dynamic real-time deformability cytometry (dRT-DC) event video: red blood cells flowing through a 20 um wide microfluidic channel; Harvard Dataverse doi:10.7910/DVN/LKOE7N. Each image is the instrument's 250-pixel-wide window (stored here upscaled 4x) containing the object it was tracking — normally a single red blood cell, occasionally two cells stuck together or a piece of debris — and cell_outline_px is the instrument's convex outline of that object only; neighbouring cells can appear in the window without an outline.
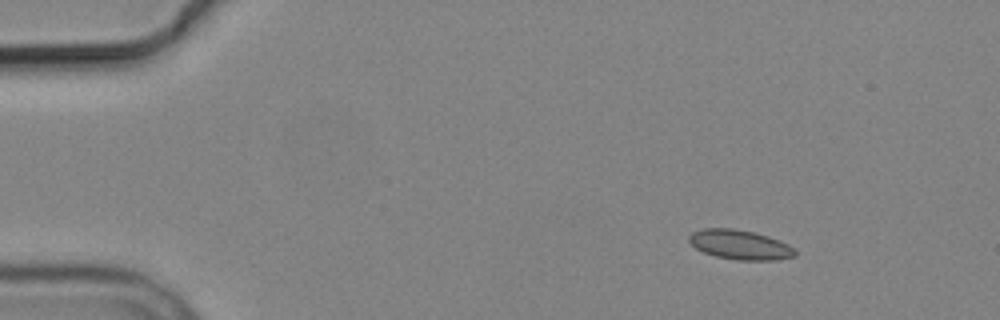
{"species": "common noctule bat (a hibernating species)", "species_latin": "Nyctalus noctula", "temperature_condition": "cold", "stored_images_in_passage": 6, "camera_frame_rate_fps": 3000, "um_per_image_px": 0.085, "animal": {"sex": "male", "body_mass_g": 19.2, "forearm_length_mm": 51.8}, "frame": {"image": 1, "passage_image": 3, "time_ms": 2.333, "image_size_px": [1000, 320], "cell_outline_px": [[796, 256], [776, 260], [736, 260], [716, 256], [704, 252], [696, 248], [688, 240], [688, 236], [692, 232], [704, 228], [732, 228], [756, 232], [780, 240], [796, 248]], "centroid_in_image_um": [62.93, 20.79], "position_along_channel_um": 22.1, "area_um2": 18.44}}
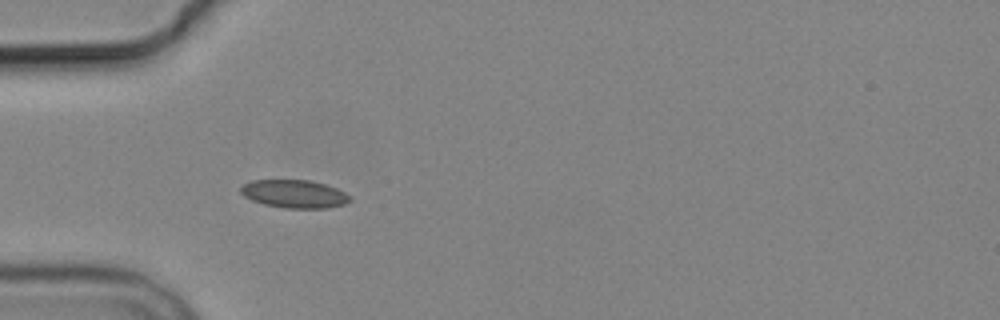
{"frame": {"image": 2, "passage_image": 6, "time_ms": 5.667, "image_size_px": [1000, 320], "cell_outline_px": [[352, 200], [344, 204], [328, 208], [284, 208], [264, 204], [252, 200], [244, 196], [240, 192], [240, 188], [244, 184], [252, 180], [312, 180], [336, 188], [344, 192]], "centroid_in_image_um": [25.01, 16.48], "position_along_channel_um": 60.0, "area_um2": 17.8}}